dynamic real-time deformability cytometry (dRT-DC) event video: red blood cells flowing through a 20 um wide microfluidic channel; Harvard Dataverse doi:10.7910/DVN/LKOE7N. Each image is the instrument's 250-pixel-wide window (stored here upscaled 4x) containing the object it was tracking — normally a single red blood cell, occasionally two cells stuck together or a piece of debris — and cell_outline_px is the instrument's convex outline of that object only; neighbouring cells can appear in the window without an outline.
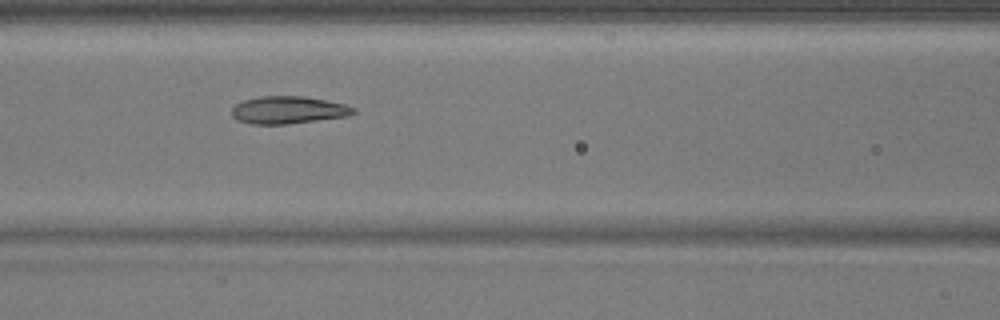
{"species": "common noctule bat (a hibernating species)", "species_latin": "Nyctalus noctula", "temperature_condition": "warm", "stored_images_in_passage": 22, "camera_frame_rate_fps": 3000, "um_per_image_px": 0.085, "animal": {"sex": "male", "body_mass_g": 17.9}, "frame": {"image": 1, "passage_image": 7, "time_ms": 2.0, "image_size_px": [1000, 320], "cell_outline_px": [[356, 112], [344, 116], [316, 120], [284, 124], [252, 124], [236, 120], [232, 116], [232, 108], [236, 104], [244, 100], [260, 96], [304, 96], [344, 104], [356, 108]], "centroid_in_image_um": [24.45, 9.34], "position_along_channel_um": 142.1, "area_um2": 19.25}}
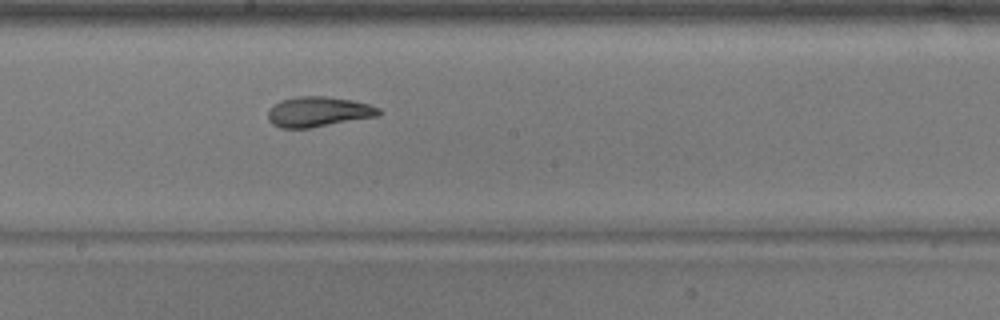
{"frame": {"image": 2, "passage_image": 13, "time_ms": 4.0, "image_size_px": [1000, 320], "cell_outline_px": [[384, 112], [380, 116], [308, 128], [280, 128], [272, 124], [268, 120], [268, 112], [280, 100], [296, 96], [328, 96], [352, 100], [368, 104], [380, 108]], "centroid_in_image_um": [27.1, 9.5], "position_along_channel_um": 221.1, "area_um2": 19.59}}
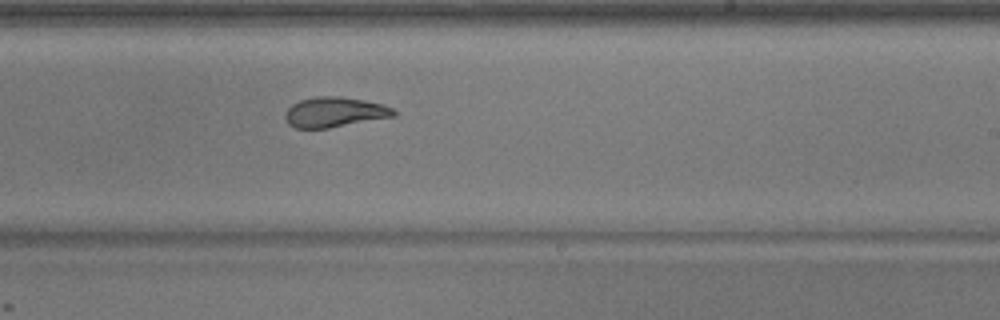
{"frame": {"image": 3, "passage_image": 16, "time_ms": 5.0, "image_size_px": [1000, 320], "cell_outline_px": [[396, 116], [328, 128], [296, 128], [288, 124], [284, 116], [288, 108], [292, 104], [300, 100], [316, 96], [340, 96], [364, 100], [384, 104], [392, 108], [396, 112]], "centroid_in_image_um": [28.44, 9.52], "position_along_channel_um": 260.6, "area_um2": 19.07}}